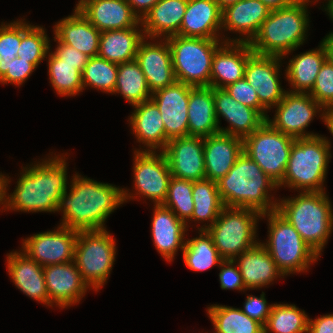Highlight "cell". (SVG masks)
I'll return each instance as SVG.
<instances>
[{"instance_id": "cell-49", "label": "cell", "mask_w": 333, "mask_h": 333, "mask_svg": "<svg viewBox=\"0 0 333 333\" xmlns=\"http://www.w3.org/2000/svg\"><path fill=\"white\" fill-rule=\"evenodd\" d=\"M272 305H268L265 299V294L262 292L261 296L255 297L248 295L244 303V309H241L250 318L258 321L263 326L270 315Z\"/></svg>"}, {"instance_id": "cell-31", "label": "cell", "mask_w": 333, "mask_h": 333, "mask_svg": "<svg viewBox=\"0 0 333 333\" xmlns=\"http://www.w3.org/2000/svg\"><path fill=\"white\" fill-rule=\"evenodd\" d=\"M212 87H194L188 101V136L207 137L219 131Z\"/></svg>"}, {"instance_id": "cell-18", "label": "cell", "mask_w": 333, "mask_h": 333, "mask_svg": "<svg viewBox=\"0 0 333 333\" xmlns=\"http://www.w3.org/2000/svg\"><path fill=\"white\" fill-rule=\"evenodd\" d=\"M49 306L56 303L61 308L76 304L87 292L88 285L83 281L75 262L54 264L43 267Z\"/></svg>"}, {"instance_id": "cell-44", "label": "cell", "mask_w": 333, "mask_h": 333, "mask_svg": "<svg viewBox=\"0 0 333 333\" xmlns=\"http://www.w3.org/2000/svg\"><path fill=\"white\" fill-rule=\"evenodd\" d=\"M21 43V20L0 27V79L6 74L10 61L17 56Z\"/></svg>"}, {"instance_id": "cell-11", "label": "cell", "mask_w": 333, "mask_h": 333, "mask_svg": "<svg viewBox=\"0 0 333 333\" xmlns=\"http://www.w3.org/2000/svg\"><path fill=\"white\" fill-rule=\"evenodd\" d=\"M294 138L265 121L243 139V152L277 185L283 180Z\"/></svg>"}, {"instance_id": "cell-40", "label": "cell", "mask_w": 333, "mask_h": 333, "mask_svg": "<svg viewBox=\"0 0 333 333\" xmlns=\"http://www.w3.org/2000/svg\"><path fill=\"white\" fill-rule=\"evenodd\" d=\"M309 317L295 305L273 304L264 333H306Z\"/></svg>"}, {"instance_id": "cell-47", "label": "cell", "mask_w": 333, "mask_h": 333, "mask_svg": "<svg viewBox=\"0 0 333 333\" xmlns=\"http://www.w3.org/2000/svg\"><path fill=\"white\" fill-rule=\"evenodd\" d=\"M36 67L28 60L21 59L16 56L15 59L10 61L8 71L0 79L2 84L12 83L14 85H22L28 77H30Z\"/></svg>"}, {"instance_id": "cell-9", "label": "cell", "mask_w": 333, "mask_h": 333, "mask_svg": "<svg viewBox=\"0 0 333 333\" xmlns=\"http://www.w3.org/2000/svg\"><path fill=\"white\" fill-rule=\"evenodd\" d=\"M261 215L250 208L224 207L221 210L217 220L206 231L224 260H234L259 243L254 239L257 219Z\"/></svg>"}, {"instance_id": "cell-56", "label": "cell", "mask_w": 333, "mask_h": 333, "mask_svg": "<svg viewBox=\"0 0 333 333\" xmlns=\"http://www.w3.org/2000/svg\"><path fill=\"white\" fill-rule=\"evenodd\" d=\"M221 10H224L227 6L237 3L240 0H215Z\"/></svg>"}, {"instance_id": "cell-33", "label": "cell", "mask_w": 333, "mask_h": 333, "mask_svg": "<svg viewBox=\"0 0 333 333\" xmlns=\"http://www.w3.org/2000/svg\"><path fill=\"white\" fill-rule=\"evenodd\" d=\"M138 29L137 25L101 32L98 56L116 64L135 60L139 44L145 39L143 30Z\"/></svg>"}, {"instance_id": "cell-24", "label": "cell", "mask_w": 333, "mask_h": 333, "mask_svg": "<svg viewBox=\"0 0 333 333\" xmlns=\"http://www.w3.org/2000/svg\"><path fill=\"white\" fill-rule=\"evenodd\" d=\"M271 9L260 0H240L222 10V27L225 30L235 31L247 38L227 39L224 42L250 43L257 34L261 24L268 17Z\"/></svg>"}, {"instance_id": "cell-20", "label": "cell", "mask_w": 333, "mask_h": 333, "mask_svg": "<svg viewBox=\"0 0 333 333\" xmlns=\"http://www.w3.org/2000/svg\"><path fill=\"white\" fill-rule=\"evenodd\" d=\"M76 8L100 32L142 24L127 0H80Z\"/></svg>"}, {"instance_id": "cell-13", "label": "cell", "mask_w": 333, "mask_h": 333, "mask_svg": "<svg viewBox=\"0 0 333 333\" xmlns=\"http://www.w3.org/2000/svg\"><path fill=\"white\" fill-rule=\"evenodd\" d=\"M134 184L136 194L153 200L155 205H163L170 180V167L162 151L160 154L142 150L134 152Z\"/></svg>"}, {"instance_id": "cell-14", "label": "cell", "mask_w": 333, "mask_h": 333, "mask_svg": "<svg viewBox=\"0 0 333 333\" xmlns=\"http://www.w3.org/2000/svg\"><path fill=\"white\" fill-rule=\"evenodd\" d=\"M78 232L60 225L57 230L23 240L22 251L42 267L73 262Z\"/></svg>"}, {"instance_id": "cell-22", "label": "cell", "mask_w": 333, "mask_h": 333, "mask_svg": "<svg viewBox=\"0 0 333 333\" xmlns=\"http://www.w3.org/2000/svg\"><path fill=\"white\" fill-rule=\"evenodd\" d=\"M253 53L249 43L222 44L213 56L210 87L224 89L244 78L246 64Z\"/></svg>"}, {"instance_id": "cell-19", "label": "cell", "mask_w": 333, "mask_h": 333, "mask_svg": "<svg viewBox=\"0 0 333 333\" xmlns=\"http://www.w3.org/2000/svg\"><path fill=\"white\" fill-rule=\"evenodd\" d=\"M213 97L218 125L219 117H223L230 124L226 129L219 128L221 133L244 139L266 121L258 110L239 103L225 89L213 88Z\"/></svg>"}, {"instance_id": "cell-7", "label": "cell", "mask_w": 333, "mask_h": 333, "mask_svg": "<svg viewBox=\"0 0 333 333\" xmlns=\"http://www.w3.org/2000/svg\"><path fill=\"white\" fill-rule=\"evenodd\" d=\"M269 220V240L261 245L269 252L282 274L306 271L320 257L277 210L263 213Z\"/></svg>"}, {"instance_id": "cell-30", "label": "cell", "mask_w": 333, "mask_h": 333, "mask_svg": "<svg viewBox=\"0 0 333 333\" xmlns=\"http://www.w3.org/2000/svg\"><path fill=\"white\" fill-rule=\"evenodd\" d=\"M234 259L238 263L245 289L261 288L269 285L278 276H284L269 252L259 242Z\"/></svg>"}, {"instance_id": "cell-53", "label": "cell", "mask_w": 333, "mask_h": 333, "mask_svg": "<svg viewBox=\"0 0 333 333\" xmlns=\"http://www.w3.org/2000/svg\"><path fill=\"white\" fill-rule=\"evenodd\" d=\"M260 1L271 10L284 8L292 3L291 0H260Z\"/></svg>"}, {"instance_id": "cell-57", "label": "cell", "mask_w": 333, "mask_h": 333, "mask_svg": "<svg viewBox=\"0 0 333 333\" xmlns=\"http://www.w3.org/2000/svg\"><path fill=\"white\" fill-rule=\"evenodd\" d=\"M324 9L329 13L328 15L330 16V19L333 20V0H328V4Z\"/></svg>"}, {"instance_id": "cell-8", "label": "cell", "mask_w": 333, "mask_h": 333, "mask_svg": "<svg viewBox=\"0 0 333 333\" xmlns=\"http://www.w3.org/2000/svg\"><path fill=\"white\" fill-rule=\"evenodd\" d=\"M177 82L193 87H210L212 60L220 39L173 35L166 38Z\"/></svg>"}, {"instance_id": "cell-16", "label": "cell", "mask_w": 333, "mask_h": 333, "mask_svg": "<svg viewBox=\"0 0 333 333\" xmlns=\"http://www.w3.org/2000/svg\"><path fill=\"white\" fill-rule=\"evenodd\" d=\"M162 152L172 177L193 182L206 178L204 137L185 136L170 139Z\"/></svg>"}, {"instance_id": "cell-26", "label": "cell", "mask_w": 333, "mask_h": 333, "mask_svg": "<svg viewBox=\"0 0 333 333\" xmlns=\"http://www.w3.org/2000/svg\"><path fill=\"white\" fill-rule=\"evenodd\" d=\"M7 263L15 286L27 296L49 306L43 267L20 251L9 253Z\"/></svg>"}, {"instance_id": "cell-6", "label": "cell", "mask_w": 333, "mask_h": 333, "mask_svg": "<svg viewBox=\"0 0 333 333\" xmlns=\"http://www.w3.org/2000/svg\"><path fill=\"white\" fill-rule=\"evenodd\" d=\"M330 142L317 134L294 140L283 180L277 185L303 190L302 192H324L329 158L332 157Z\"/></svg>"}, {"instance_id": "cell-3", "label": "cell", "mask_w": 333, "mask_h": 333, "mask_svg": "<svg viewBox=\"0 0 333 333\" xmlns=\"http://www.w3.org/2000/svg\"><path fill=\"white\" fill-rule=\"evenodd\" d=\"M217 185L224 207L250 208L261 214L277 210L278 202L271 201L268 193L277 184L245 152Z\"/></svg>"}, {"instance_id": "cell-10", "label": "cell", "mask_w": 333, "mask_h": 333, "mask_svg": "<svg viewBox=\"0 0 333 333\" xmlns=\"http://www.w3.org/2000/svg\"><path fill=\"white\" fill-rule=\"evenodd\" d=\"M115 240L106 229L79 231L74 262L88 287L96 291L103 287L113 267Z\"/></svg>"}, {"instance_id": "cell-15", "label": "cell", "mask_w": 333, "mask_h": 333, "mask_svg": "<svg viewBox=\"0 0 333 333\" xmlns=\"http://www.w3.org/2000/svg\"><path fill=\"white\" fill-rule=\"evenodd\" d=\"M194 87L181 82L152 93L165 127V147L170 139L188 136V101Z\"/></svg>"}, {"instance_id": "cell-50", "label": "cell", "mask_w": 333, "mask_h": 333, "mask_svg": "<svg viewBox=\"0 0 333 333\" xmlns=\"http://www.w3.org/2000/svg\"><path fill=\"white\" fill-rule=\"evenodd\" d=\"M58 45L54 53L63 60V62L69 64H80V72L82 73L85 65L88 62L89 56L82 53L75 48L68 46L61 41H57Z\"/></svg>"}, {"instance_id": "cell-34", "label": "cell", "mask_w": 333, "mask_h": 333, "mask_svg": "<svg viewBox=\"0 0 333 333\" xmlns=\"http://www.w3.org/2000/svg\"><path fill=\"white\" fill-rule=\"evenodd\" d=\"M326 60L327 52L322 42L318 49L307 51L291 59L285 70V76L294 88L290 92L309 93Z\"/></svg>"}, {"instance_id": "cell-42", "label": "cell", "mask_w": 333, "mask_h": 333, "mask_svg": "<svg viewBox=\"0 0 333 333\" xmlns=\"http://www.w3.org/2000/svg\"><path fill=\"white\" fill-rule=\"evenodd\" d=\"M118 74V64L99 56L89 57L82 71L83 89L88 85L107 93H114Z\"/></svg>"}, {"instance_id": "cell-43", "label": "cell", "mask_w": 333, "mask_h": 333, "mask_svg": "<svg viewBox=\"0 0 333 333\" xmlns=\"http://www.w3.org/2000/svg\"><path fill=\"white\" fill-rule=\"evenodd\" d=\"M193 181L172 177L163 206L169 208L180 220L187 222L194 211Z\"/></svg>"}, {"instance_id": "cell-2", "label": "cell", "mask_w": 333, "mask_h": 333, "mask_svg": "<svg viewBox=\"0 0 333 333\" xmlns=\"http://www.w3.org/2000/svg\"><path fill=\"white\" fill-rule=\"evenodd\" d=\"M65 161L63 156H55L32 167H23L17 186L9 197L6 196V188L10 181L3 175V206L24 212H55L59 198L67 190Z\"/></svg>"}, {"instance_id": "cell-48", "label": "cell", "mask_w": 333, "mask_h": 333, "mask_svg": "<svg viewBox=\"0 0 333 333\" xmlns=\"http://www.w3.org/2000/svg\"><path fill=\"white\" fill-rule=\"evenodd\" d=\"M237 264L234 260H223L219 266L221 267V271L219 273L220 286L222 289H237V290H245V284L243 282V278L239 267H235Z\"/></svg>"}, {"instance_id": "cell-38", "label": "cell", "mask_w": 333, "mask_h": 333, "mask_svg": "<svg viewBox=\"0 0 333 333\" xmlns=\"http://www.w3.org/2000/svg\"><path fill=\"white\" fill-rule=\"evenodd\" d=\"M200 236L186 240L183 248V260L193 271H205L224 259L214 246L212 237L206 230H200Z\"/></svg>"}, {"instance_id": "cell-58", "label": "cell", "mask_w": 333, "mask_h": 333, "mask_svg": "<svg viewBox=\"0 0 333 333\" xmlns=\"http://www.w3.org/2000/svg\"><path fill=\"white\" fill-rule=\"evenodd\" d=\"M3 198V174L0 173V204H2Z\"/></svg>"}, {"instance_id": "cell-41", "label": "cell", "mask_w": 333, "mask_h": 333, "mask_svg": "<svg viewBox=\"0 0 333 333\" xmlns=\"http://www.w3.org/2000/svg\"><path fill=\"white\" fill-rule=\"evenodd\" d=\"M49 41L43 27L33 26L21 20V43L17 56L28 60L37 68L50 50Z\"/></svg>"}, {"instance_id": "cell-37", "label": "cell", "mask_w": 333, "mask_h": 333, "mask_svg": "<svg viewBox=\"0 0 333 333\" xmlns=\"http://www.w3.org/2000/svg\"><path fill=\"white\" fill-rule=\"evenodd\" d=\"M207 312L215 333H264V326L247 316L241 309L211 305Z\"/></svg>"}, {"instance_id": "cell-54", "label": "cell", "mask_w": 333, "mask_h": 333, "mask_svg": "<svg viewBox=\"0 0 333 333\" xmlns=\"http://www.w3.org/2000/svg\"><path fill=\"white\" fill-rule=\"evenodd\" d=\"M326 52H327V59L333 63V33H329L323 41H322Z\"/></svg>"}, {"instance_id": "cell-12", "label": "cell", "mask_w": 333, "mask_h": 333, "mask_svg": "<svg viewBox=\"0 0 333 333\" xmlns=\"http://www.w3.org/2000/svg\"><path fill=\"white\" fill-rule=\"evenodd\" d=\"M276 114L274 119L266 121L276 130L293 137L307 138L317 136L313 133H305L315 113L323 110L309 93L285 92L283 99L275 106Z\"/></svg>"}, {"instance_id": "cell-35", "label": "cell", "mask_w": 333, "mask_h": 333, "mask_svg": "<svg viewBox=\"0 0 333 333\" xmlns=\"http://www.w3.org/2000/svg\"><path fill=\"white\" fill-rule=\"evenodd\" d=\"M114 93L123 95L132 106L150 100L152 93L136 60L118 64Z\"/></svg>"}, {"instance_id": "cell-4", "label": "cell", "mask_w": 333, "mask_h": 333, "mask_svg": "<svg viewBox=\"0 0 333 333\" xmlns=\"http://www.w3.org/2000/svg\"><path fill=\"white\" fill-rule=\"evenodd\" d=\"M307 3L271 10L249 43L255 54L284 57L304 43L309 26Z\"/></svg>"}, {"instance_id": "cell-51", "label": "cell", "mask_w": 333, "mask_h": 333, "mask_svg": "<svg viewBox=\"0 0 333 333\" xmlns=\"http://www.w3.org/2000/svg\"><path fill=\"white\" fill-rule=\"evenodd\" d=\"M307 333H333V314L320 316L315 320H308Z\"/></svg>"}, {"instance_id": "cell-39", "label": "cell", "mask_w": 333, "mask_h": 333, "mask_svg": "<svg viewBox=\"0 0 333 333\" xmlns=\"http://www.w3.org/2000/svg\"><path fill=\"white\" fill-rule=\"evenodd\" d=\"M48 73L52 87L61 96H75L83 90L80 64L63 62L51 51L48 57Z\"/></svg>"}, {"instance_id": "cell-27", "label": "cell", "mask_w": 333, "mask_h": 333, "mask_svg": "<svg viewBox=\"0 0 333 333\" xmlns=\"http://www.w3.org/2000/svg\"><path fill=\"white\" fill-rule=\"evenodd\" d=\"M74 14L54 26V41L75 48L89 57L98 56L101 32L75 7Z\"/></svg>"}, {"instance_id": "cell-17", "label": "cell", "mask_w": 333, "mask_h": 333, "mask_svg": "<svg viewBox=\"0 0 333 333\" xmlns=\"http://www.w3.org/2000/svg\"><path fill=\"white\" fill-rule=\"evenodd\" d=\"M281 59L253 53L246 64L244 78L256 89L258 99L266 109L276 106L286 92L279 81Z\"/></svg>"}, {"instance_id": "cell-21", "label": "cell", "mask_w": 333, "mask_h": 333, "mask_svg": "<svg viewBox=\"0 0 333 333\" xmlns=\"http://www.w3.org/2000/svg\"><path fill=\"white\" fill-rule=\"evenodd\" d=\"M163 43H146L143 39L138 47L135 60L145 75L151 93L176 82L170 45L167 39Z\"/></svg>"}, {"instance_id": "cell-46", "label": "cell", "mask_w": 333, "mask_h": 333, "mask_svg": "<svg viewBox=\"0 0 333 333\" xmlns=\"http://www.w3.org/2000/svg\"><path fill=\"white\" fill-rule=\"evenodd\" d=\"M224 89L239 103L258 110L266 119L268 118L265 113L267 109L260 103L256 89L245 78L228 85Z\"/></svg>"}, {"instance_id": "cell-1", "label": "cell", "mask_w": 333, "mask_h": 333, "mask_svg": "<svg viewBox=\"0 0 333 333\" xmlns=\"http://www.w3.org/2000/svg\"><path fill=\"white\" fill-rule=\"evenodd\" d=\"M70 187V193L66 190L59 198L56 211L63 210L62 226L77 231L106 229L108 216L124 201L134 198L127 190L77 173Z\"/></svg>"}, {"instance_id": "cell-28", "label": "cell", "mask_w": 333, "mask_h": 333, "mask_svg": "<svg viewBox=\"0 0 333 333\" xmlns=\"http://www.w3.org/2000/svg\"><path fill=\"white\" fill-rule=\"evenodd\" d=\"M152 220V238L157 251L169 262L173 260L178 248L183 250L184 234L188 226L180 220L169 208L154 205Z\"/></svg>"}, {"instance_id": "cell-55", "label": "cell", "mask_w": 333, "mask_h": 333, "mask_svg": "<svg viewBox=\"0 0 333 333\" xmlns=\"http://www.w3.org/2000/svg\"><path fill=\"white\" fill-rule=\"evenodd\" d=\"M322 119L327 125V128L330 130L333 135V109H328L322 113Z\"/></svg>"}, {"instance_id": "cell-52", "label": "cell", "mask_w": 333, "mask_h": 333, "mask_svg": "<svg viewBox=\"0 0 333 333\" xmlns=\"http://www.w3.org/2000/svg\"><path fill=\"white\" fill-rule=\"evenodd\" d=\"M133 12L141 20L159 0H127ZM137 9V10H136ZM141 9V10H140ZM140 11V12H139Z\"/></svg>"}, {"instance_id": "cell-36", "label": "cell", "mask_w": 333, "mask_h": 333, "mask_svg": "<svg viewBox=\"0 0 333 333\" xmlns=\"http://www.w3.org/2000/svg\"><path fill=\"white\" fill-rule=\"evenodd\" d=\"M193 202L194 211L191 220L194 221H210L207 226L198 228L206 230L218 218L221 210L224 208L223 202L220 198L217 182L210 179H202L193 182ZM207 226V227H206Z\"/></svg>"}, {"instance_id": "cell-23", "label": "cell", "mask_w": 333, "mask_h": 333, "mask_svg": "<svg viewBox=\"0 0 333 333\" xmlns=\"http://www.w3.org/2000/svg\"><path fill=\"white\" fill-rule=\"evenodd\" d=\"M243 153V139L218 132L204 137L206 179L219 181Z\"/></svg>"}, {"instance_id": "cell-5", "label": "cell", "mask_w": 333, "mask_h": 333, "mask_svg": "<svg viewBox=\"0 0 333 333\" xmlns=\"http://www.w3.org/2000/svg\"><path fill=\"white\" fill-rule=\"evenodd\" d=\"M277 211L320 255L333 229V209L325 192H300L298 197L278 201Z\"/></svg>"}, {"instance_id": "cell-29", "label": "cell", "mask_w": 333, "mask_h": 333, "mask_svg": "<svg viewBox=\"0 0 333 333\" xmlns=\"http://www.w3.org/2000/svg\"><path fill=\"white\" fill-rule=\"evenodd\" d=\"M188 0H159L141 20L145 37L165 39L180 31Z\"/></svg>"}, {"instance_id": "cell-59", "label": "cell", "mask_w": 333, "mask_h": 333, "mask_svg": "<svg viewBox=\"0 0 333 333\" xmlns=\"http://www.w3.org/2000/svg\"><path fill=\"white\" fill-rule=\"evenodd\" d=\"M292 2H304V3H308L311 2L310 0H291Z\"/></svg>"}, {"instance_id": "cell-45", "label": "cell", "mask_w": 333, "mask_h": 333, "mask_svg": "<svg viewBox=\"0 0 333 333\" xmlns=\"http://www.w3.org/2000/svg\"><path fill=\"white\" fill-rule=\"evenodd\" d=\"M309 94L325 110L333 109V63L328 59L319 70Z\"/></svg>"}, {"instance_id": "cell-25", "label": "cell", "mask_w": 333, "mask_h": 333, "mask_svg": "<svg viewBox=\"0 0 333 333\" xmlns=\"http://www.w3.org/2000/svg\"><path fill=\"white\" fill-rule=\"evenodd\" d=\"M221 27L222 10L215 0H188L180 31L177 35L218 39L219 34L217 33L222 30Z\"/></svg>"}, {"instance_id": "cell-32", "label": "cell", "mask_w": 333, "mask_h": 333, "mask_svg": "<svg viewBox=\"0 0 333 333\" xmlns=\"http://www.w3.org/2000/svg\"><path fill=\"white\" fill-rule=\"evenodd\" d=\"M133 107L135 110L130 117V125L138 141L149 148L145 151L154 152L157 148L163 151L165 127L157 105L150 99Z\"/></svg>"}]
</instances>
